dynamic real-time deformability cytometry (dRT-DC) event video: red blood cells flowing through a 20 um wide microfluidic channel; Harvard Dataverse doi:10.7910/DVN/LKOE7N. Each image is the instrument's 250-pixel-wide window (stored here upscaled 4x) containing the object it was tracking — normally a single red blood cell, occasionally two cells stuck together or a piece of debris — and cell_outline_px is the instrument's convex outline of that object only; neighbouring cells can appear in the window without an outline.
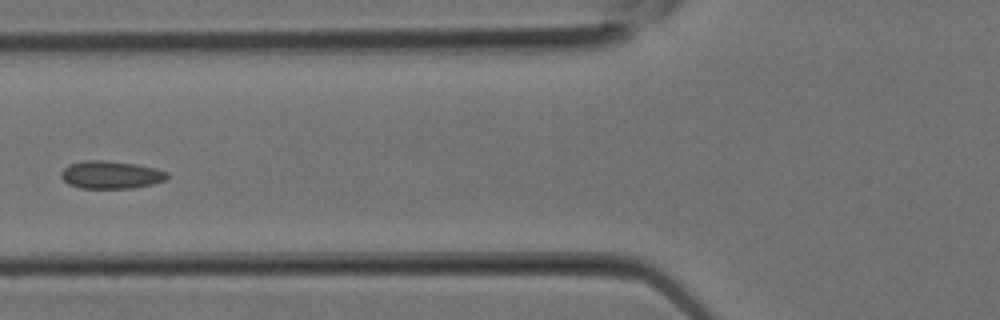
{"species": "Egyptian fruit bat (a non-hibernating species)", "species_latin": "Rousettus aegyptiacus", "temperature_condition": "room temperature", "stored_images_in_passage": 15, "camera_frame_rate_fps": 3000, "um_per_image_px": 0.085, "animal": {"sex": "female"}, "frame": {"image": 1, "passage_image": 11, "time_ms": 3.333, "image_size_px": [1000, 320], "cell_outline_px": [[168, 176], [164, 180], [152, 184], [132, 188], [80, 188], [68, 184], [60, 176], [60, 172], [68, 164], [84, 160], [104, 160], [136, 164], [156, 168], [168, 172]], "centroid_in_image_um": [9.4, 14.85], "position_along_channel_um": 116.4, "area_um2": 17.22}}